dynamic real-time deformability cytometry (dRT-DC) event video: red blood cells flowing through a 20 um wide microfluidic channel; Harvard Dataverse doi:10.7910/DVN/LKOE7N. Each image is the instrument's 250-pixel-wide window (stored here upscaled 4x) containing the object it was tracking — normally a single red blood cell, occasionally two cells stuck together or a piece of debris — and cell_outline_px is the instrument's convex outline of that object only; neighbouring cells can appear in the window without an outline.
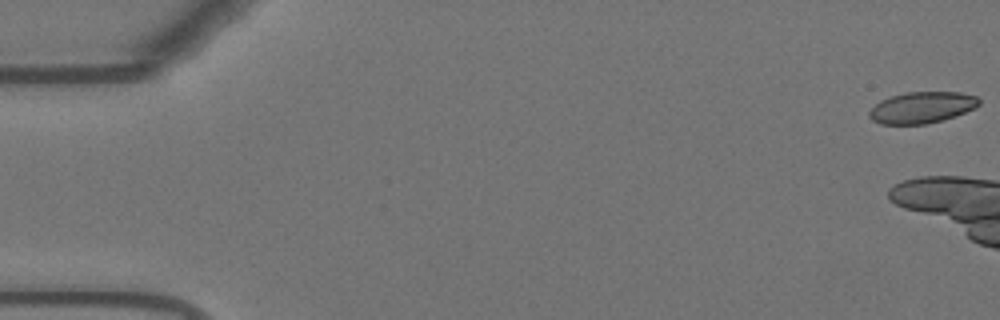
{"species": "Egyptian fruit bat (a non-hibernating species)", "species_latin": "Rousettus aegyptiacus", "temperature_condition": "warm", "stored_images_in_passage": 10, "camera_frame_rate_fps": 3000, "um_per_image_px": 0.085, "animal": {"sex": "female"}, "frame": {"image": 1, "passage_image": 1, "time_ms": 0.0, "image_size_px": [1000, 320], "cell_outline_px": [[980, 104], [976, 108], [956, 116], [924, 124], [880, 124], [872, 120], [868, 116], [868, 112], [880, 100], [892, 96], [908, 92], [960, 92], [976, 96], [980, 100]], "centroid_in_image_um": [78.37, 9.13], "position_along_channel_um": 6.6, "area_um2": 20.06}}